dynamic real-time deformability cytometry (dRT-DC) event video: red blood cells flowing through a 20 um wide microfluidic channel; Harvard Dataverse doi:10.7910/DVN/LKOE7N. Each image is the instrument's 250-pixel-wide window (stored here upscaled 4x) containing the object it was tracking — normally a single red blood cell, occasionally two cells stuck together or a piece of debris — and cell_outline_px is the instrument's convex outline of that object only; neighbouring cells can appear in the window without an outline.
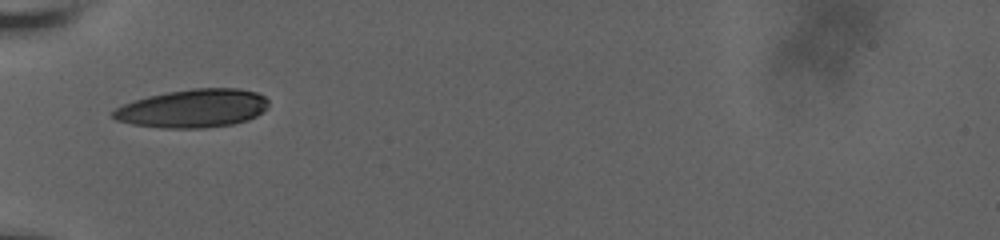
{"species": "human", "species_latin": "Homo sapiens", "temperature_condition": "room temperature", "stored_images_in_passage": 6, "camera_frame_rate_fps": 3000, "um_per_image_px": 0.085, "donor": {"sex": "male"}, "frame": {"image": 1, "passage_image": 1, "time_ms": 0.0, "image_size_px": [1000, 240], "cell_outline_px": [[268, 108], [256, 116], [248, 120], [232, 124], [204, 128], [164, 128], [132, 124], [116, 120], [108, 112], [124, 104], [148, 96], [168, 92], [192, 88], [240, 88], [256, 92], [264, 96], [268, 100]], "centroid_in_image_um": [16.41, 9.21], "position_along_channel_um": 68.6, "area_um2": 34.85}}
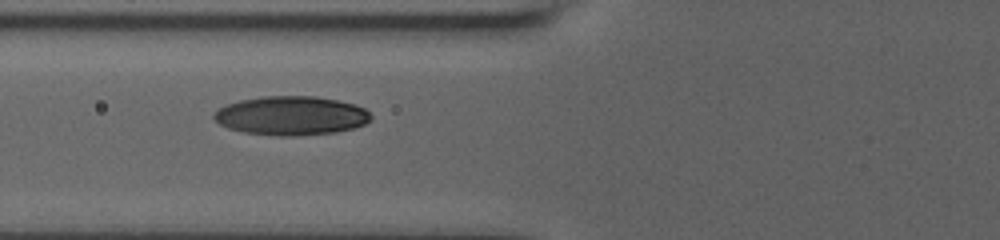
{"frame": {"image": 2, "passage_image": 5, "time_ms": 1.0, "image_size_px": [1000, 240], "cell_outline_px": [[372, 116], [364, 124], [352, 128], [336, 132], [292, 136], [284, 136], [244, 132], [228, 128], [220, 124], [212, 116], [212, 112], [224, 104], [240, 100], [264, 96], [316, 96], [356, 104], [364, 108]], "centroid_in_image_um": [24.71, 9.82], "position_along_channel_um": 101.1, "area_um2": 35.6}}